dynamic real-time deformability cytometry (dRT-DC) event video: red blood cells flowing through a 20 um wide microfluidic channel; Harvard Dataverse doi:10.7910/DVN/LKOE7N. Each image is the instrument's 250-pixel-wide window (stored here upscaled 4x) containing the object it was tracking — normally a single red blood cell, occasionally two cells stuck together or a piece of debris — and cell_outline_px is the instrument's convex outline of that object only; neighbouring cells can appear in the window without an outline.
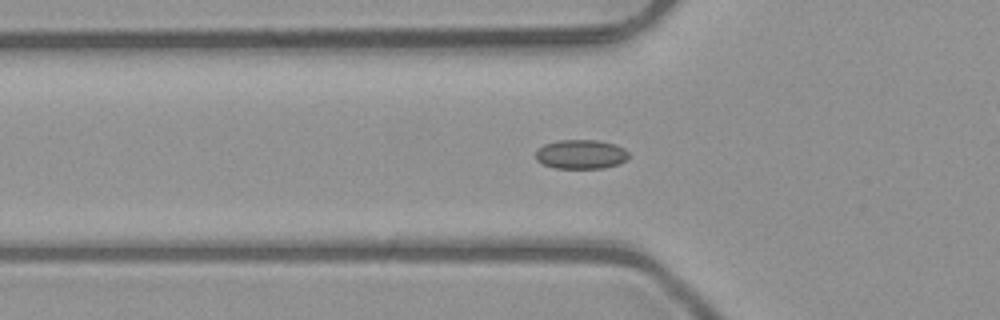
{"species": "common noctule bat (a hibernating species)", "species_latin": "Nyctalus noctula", "temperature_condition": "room temperature", "stored_images_in_passage": 43, "camera_frame_rate_fps": 3000, "um_per_image_px": 0.085, "animal": {"sex": "male", "body_mass_g": 23.1, "forearm_length_mm": 52.7}, "frame": {"image": 1, "passage_image": 8, "time_ms": 2.333, "image_size_px": [1000, 320], "cell_outline_px": [[628, 160], [620, 164], [604, 168], [556, 168], [544, 164], [536, 160], [536, 152], [544, 144], [560, 140], [600, 140], [616, 144], [624, 148], [628, 152]], "centroid_in_image_um": [49.43, 13.11], "position_along_channel_um": 76.4, "area_um2": 15.95}}
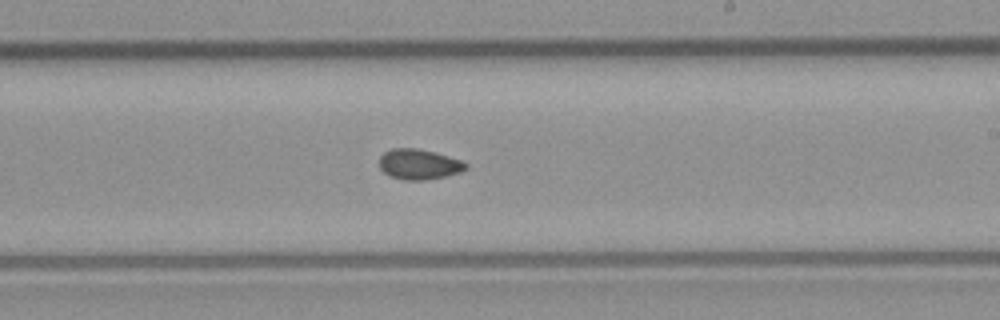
{"frame": {"image": 2, "passage_image": 21, "time_ms": 6.667, "image_size_px": [1000, 320], "cell_outline_px": [[468, 168], [460, 172], [444, 176], [424, 180], [404, 180], [392, 176], [384, 172], [380, 168], [380, 156], [384, 152], [392, 148], [416, 148], [432, 152], [460, 160], [468, 164]], "centroid_in_image_um": [35.6, 13.96], "position_along_channel_um": 253.4, "area_um2": 15.03}}
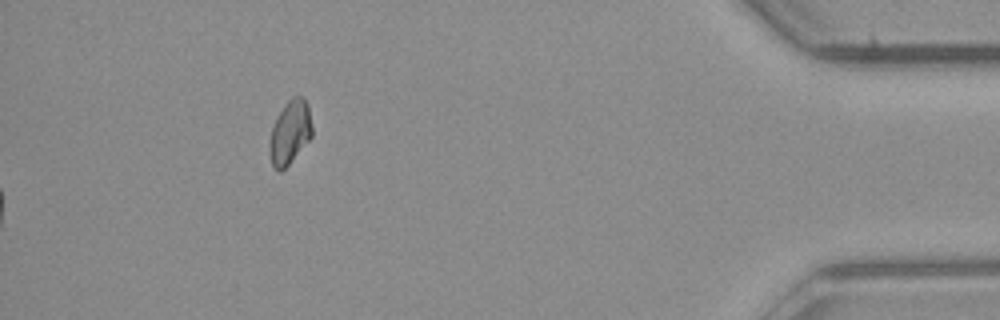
{"frame": {"image": 3, "passage_image": 43, "time_ms": 14.0, "image_size_px": [1000, 320], "cell_outline_px": [[312, 136], [288, 164], [280, 172], [272, 164], [272, 128], [276, 116], [284, 104], [292, 96], [304, 96], [308, 104], [312, 128]], "centroid_in_image_um": [24.7, 11.15], "position_along_channel_um": 410.5, "area_um2": 15.2}, "authors_computed_cell_mechanics": {"area_um2": 15.1436, "velocity_mm_per_s": 4.0612, "shape_relaxation_time_tau1_ms": null, "shape_relaxation_time_tau2_ms": 2.2404, "deformation_change_tau1": null, "deformation_change_tau2": 0.0578}}